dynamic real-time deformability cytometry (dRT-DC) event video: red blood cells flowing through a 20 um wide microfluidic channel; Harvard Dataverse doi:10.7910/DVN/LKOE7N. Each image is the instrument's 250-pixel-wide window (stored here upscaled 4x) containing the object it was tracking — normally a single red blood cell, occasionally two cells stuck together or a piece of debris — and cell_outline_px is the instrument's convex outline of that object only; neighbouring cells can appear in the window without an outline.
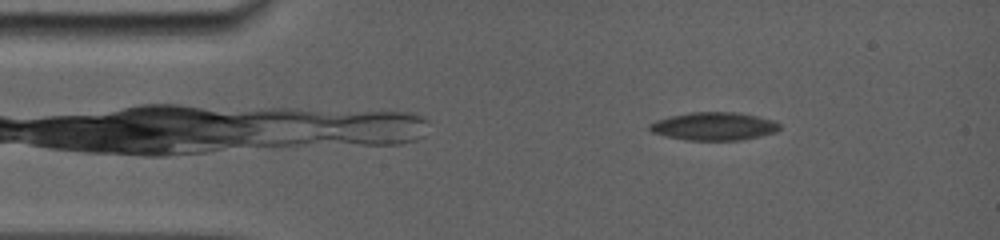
{"species": "common noctule bat (a hibernating species)", "species_latin": "Nyctalus noctula", "temperature_condition": "room temperature", "stored_images_in_passage": 5, "camera_frame_rate_fps": 5000, "um_per_image_px": 0.085, "animal": {"sex": "female", "body_mass_g": 19.0, "forearm_length_mm": 56.7}, "frame": {"image": 1, "passage_image": 2, "time_ms": 0.8, "image_size_px": [1000, 240], "cell_outline_px": [[780, 128], [776, 132], [760, 136], [740, 140], [688, 140], [668, 136], [652, 132], [648, 128], [648, 124], [656, 120], [668, 116], [688, 112], [736, 112], [756, 116], [772, 120], [780, 124]], "centroid_in_image_um": [60.66, 10.72], "position_along_channel_um": 24.3, "area_um2": 21.21}}